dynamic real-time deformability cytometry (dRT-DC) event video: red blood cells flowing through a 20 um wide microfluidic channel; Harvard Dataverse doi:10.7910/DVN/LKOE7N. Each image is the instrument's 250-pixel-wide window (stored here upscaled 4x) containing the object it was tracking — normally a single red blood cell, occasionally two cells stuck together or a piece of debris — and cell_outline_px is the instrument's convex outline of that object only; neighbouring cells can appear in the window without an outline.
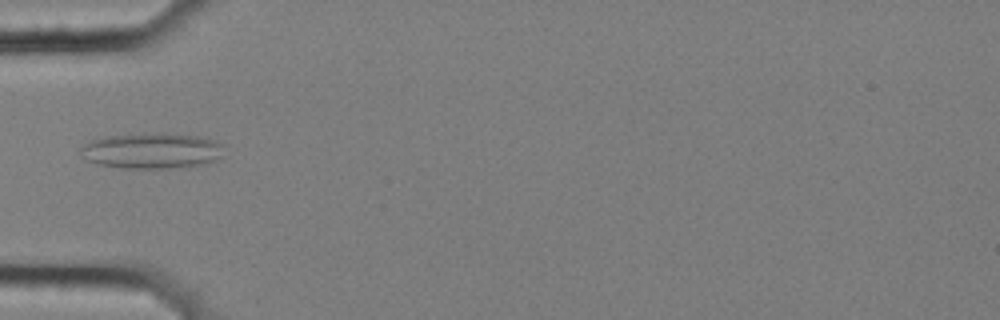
{"species": "common noctule bat (a hibernating species)", "species_latin": "Nyctalus noctula", "temperature_condition": "cold", "stored_images_in_passage": 7, "camera_frame_rate_fps": 3000, "um_per_image_px": 0.085, "animal": {"sex": "female", "body_mass_g": 25.1}, "frame": {"image": 1, "passage_image": 6, "time_ms": 1.667, "image_size_px": [1000, 320], "cell_outline_px": [[224, 144], [220, 156], [204, 164], [184, 168], [120, 168], [96, 164], [80, 156], [80, 148], [84, 144], [92, 140], [104, 136], [156, 132], [208, 136]], "centroid_in_image_um": [12.92, 12.8], "position_along_channel_um": 72.1, "area_um2": 30.52}}